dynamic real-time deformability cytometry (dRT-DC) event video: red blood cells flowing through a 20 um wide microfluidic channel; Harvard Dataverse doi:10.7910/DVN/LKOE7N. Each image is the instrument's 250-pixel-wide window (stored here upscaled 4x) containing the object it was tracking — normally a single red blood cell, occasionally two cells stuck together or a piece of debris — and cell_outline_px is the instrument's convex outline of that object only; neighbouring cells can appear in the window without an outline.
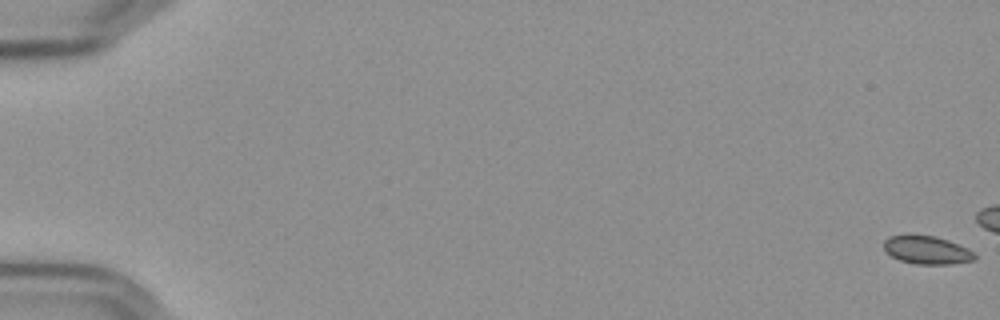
{"species": "Egyptian fruit bat (a non-hibernating species)", "species_latin": "Rousettus aegyptiacus", "temperature_condition": "cold", "stored_images_in_passage": 17, "camera_frame_rate_fps": 3000, "um_per_image_px": 0.085, "frame": {"image": 1, "passage_image": 1, "time_ms": 0.0, "image_size_px": [1000, 320], "cell_outline_px": [[976, 260], [948, 264], [916, 264], [900, 260], [892, 256], [884, 248], [884, 240], [888, 236], [936, 236], [948, 240], [968, 248], [976, 256]], "centroid_in_image_um": [78.81, 21.26], "position_along_channel_um": 6.2, "area_um2": 14.62}}